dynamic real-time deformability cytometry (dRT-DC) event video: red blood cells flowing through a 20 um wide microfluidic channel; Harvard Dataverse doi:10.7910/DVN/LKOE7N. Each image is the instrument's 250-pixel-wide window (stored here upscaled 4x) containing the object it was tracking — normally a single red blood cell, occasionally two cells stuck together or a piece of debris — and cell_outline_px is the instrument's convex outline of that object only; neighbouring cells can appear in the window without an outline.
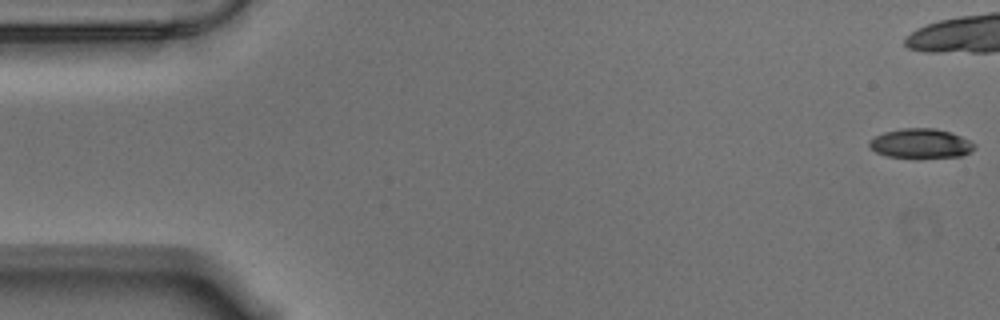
{"species": "Egyptian fruit bat (a non-hibernating species)", "species_latin": "Rousettus aegyptiacus", "temperature_condition": "warm", "stored_images_in_passage": 44, "camera_frame_rate_fps": 3000, "um_per_image_px": 0.085, "animal": {"sex": "male"}, "frame": {"image": 1, "passage_image": 1, "time_ms": 0.0, "image_size_px": [1000, 320], "cell_outline_px": [[976, 148], [964, 156], [920, 160], [916, 160], [888, 156], [876, 152], [868, 144], [868, 140], [884, 132], [900, 128], [936, 128], [960, 136], [976, 144]], "centroid_in_image_um": [78.28, 12.24], "position_along_channel_um": 6.7, "area_um2": 18.79}}
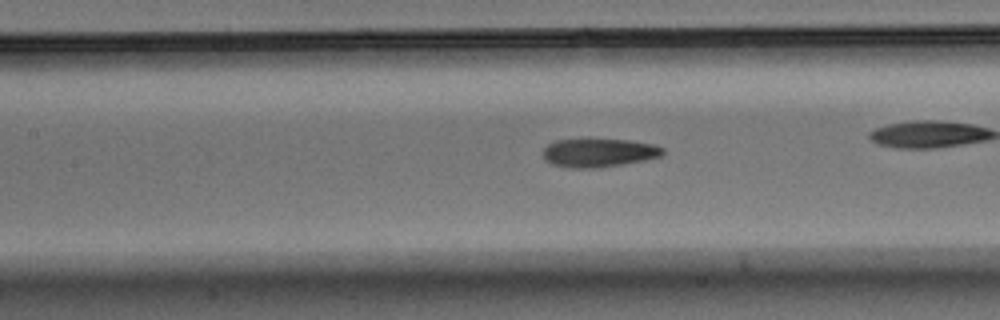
{"frame": {"image": 2, "passage_image": 25, "time_ms": 8.0, "image_size_px": [1000, 320], "cell_outline_px": [[664, 152], [660, 156], [644, 160], [596, 168], [568, 168], [552, 164], [544, 160], [544, 148], [548, 144], [556, 140], [628, 140], [652, 144], [664, 148]], "centroid_in_image_um": [50.87, 12.99], "position_along_channel_um": 156.5, "area_um2": 19.59}}
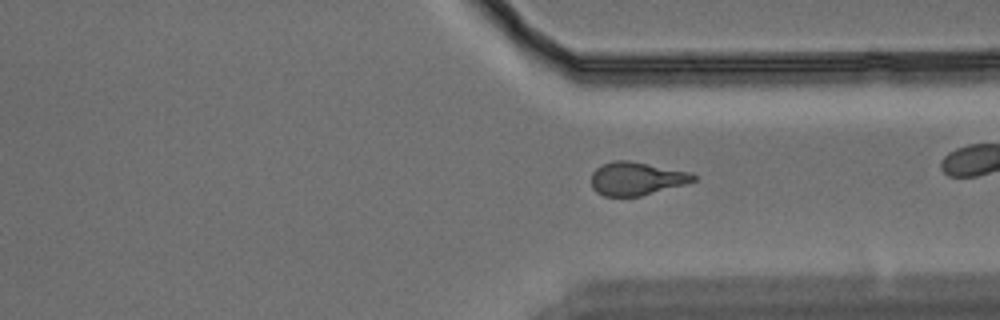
{"frame": {"image": 3, "passage_image": 42, "time_ms": 13.667, "image_size_px": [1000, 320], "cell_outline_px": [[696, 180], [684, 184], [640, 196], [604, 196], [596, 192], [592, 188], [592, 172], [600, 164], [612, 160], [628, 160], [692, 172], [696, 176]], "centroid_in_image_um": [54.07, 15.16], "position_along_channel_um": 357.3, "area_um2": 19.83}}